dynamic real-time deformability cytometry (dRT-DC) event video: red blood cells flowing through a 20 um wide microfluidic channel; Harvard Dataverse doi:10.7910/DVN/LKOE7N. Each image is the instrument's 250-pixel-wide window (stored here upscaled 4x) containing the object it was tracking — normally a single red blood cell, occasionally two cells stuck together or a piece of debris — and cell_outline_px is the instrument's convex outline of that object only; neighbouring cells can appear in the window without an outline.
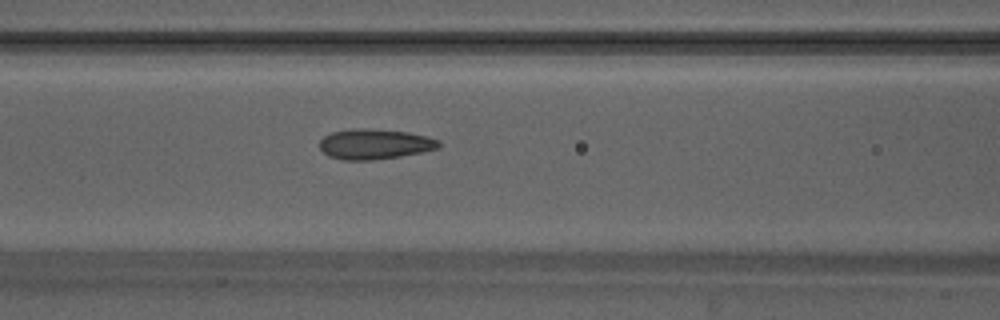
{"species": "Egyptian fruit bat (a non-hibernating species)", "species_latin": "Rousettus aegyptiacus", "temperature_condition": "warm", "stored_images_in_passage": 45, "camera_frame_rate_fps": 3000, "um_per_image_px": 0.085, "animal": {"sex": "male"}, "frame": {"image": 1, "passage_image": 17, "time_ms": 5.333, "image_size_px": [1000, 320], "cell_outline_px": [[440, 144], [436, 148], [420, 152], [400, 156], [372, 160], [344, 160], [328, 156], [320, 148], [320, 140], [324, 136], [332, 132], [352, 128], [364, 128], [408, 132], [428, 136], [440, 140]], "centroid_in_image_um": [31.83, 12.24], "position_along_channel_um": 134.8, "area_um2": 20.92}}
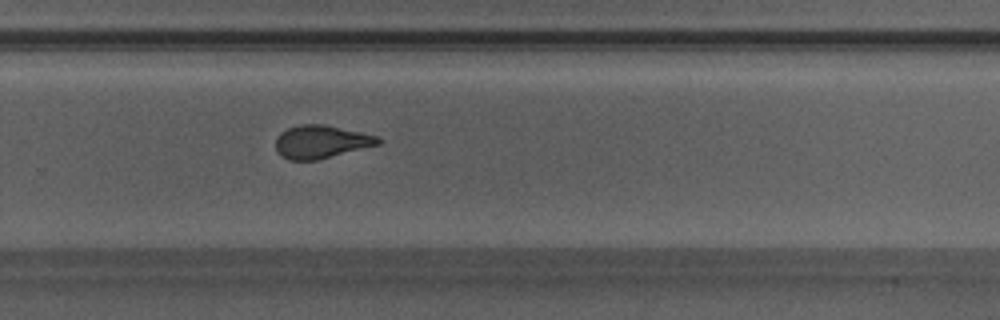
{"frame": {"image": 2, "passage_image": 29, "time_ms": 9.333, "image_size_px": [1000, 320], "cell_outline_px": [[380, 144], [316, 160], [288, 160], [280, 156], [276, 152], [276, 136], [280, 132], [288, 128], [300, 124], [324, 124], [360, 132], [376, 136], [380, 140]], "centroid_in_image_um": [27.23, 12.05], "position_along_channel_um": 302.6, "area_um2": 19.65}}
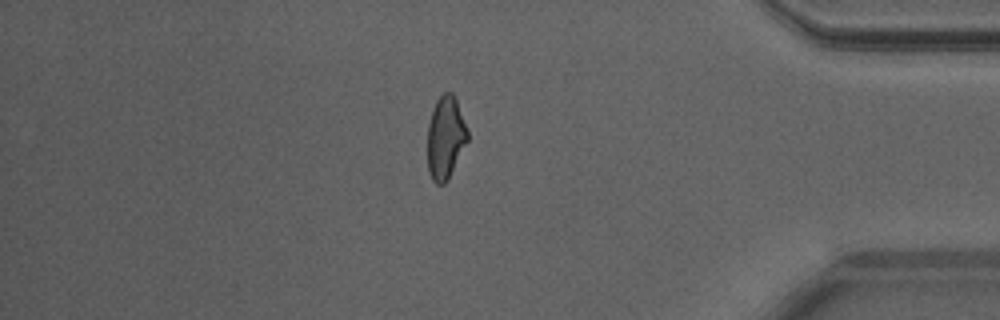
{"frame": {"image": 3, "passage_image": 38, "time_ms": 12.333, "image_size_px": [1000, 320], "cell_outline_px": [[468, 140], [448, 180], [444, 184], [436, 184], [432, 180], [428, 172], [428, 124], [432, 108], [436, 100], [444, 92], [452, 92], [456, 96], [468, 128]], "centroid_in_image_um": [37.88, 11.67], "position_along_channel_um": 397.3, "area_um2": 19.71}, "authors_computed_cell_mechanics": {"area_um2": 20.3456, "velocity_mm_per_s": 4.2027, "shape_relaxation_time_tau1_ms": 4.5903, "shape_relaxation_time_tau2_ms": 1.4252, "deformation_change_tau1": 0.1503, "deformation_change_tau2": 0.0715}}